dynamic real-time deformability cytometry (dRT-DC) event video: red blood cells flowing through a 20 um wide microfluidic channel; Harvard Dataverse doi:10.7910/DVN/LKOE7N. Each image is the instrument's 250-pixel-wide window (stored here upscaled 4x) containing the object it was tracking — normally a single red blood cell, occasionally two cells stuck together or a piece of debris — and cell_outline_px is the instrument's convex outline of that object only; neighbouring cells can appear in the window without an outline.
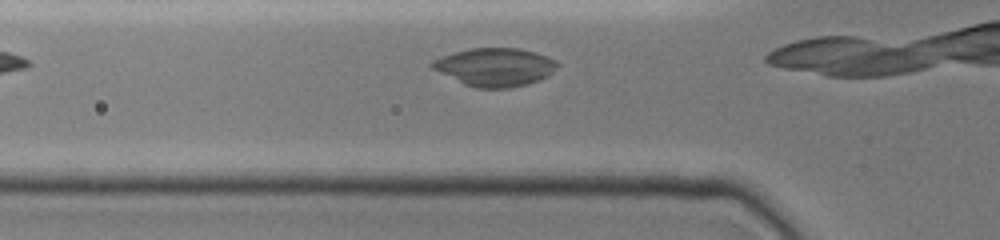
{"species": "common noctule bat (a hibernating species)", "species_latin": "Nyctalus noctula", "temperature_condition": "cold", "stored_images_in_passage": 7, "camera_frame_rate_fps": 3000, "um_per_image_px": 0.085, "animal": {"sex": "female", "body_mass_g": 19.0, "forearm_length_mm": 51.5}, "frame": {"image": 1, "passage_image": 3, "time_ms": 0.333, "image_size_px": [1000, 240], "cell_outline_px": [[560, 64], [548, 76], [540, 80], [528, 84], [508, 88], [476, 88], [464, 84], [432, 68], [428, 64], [432, 60], [452, 52], [468, 48], [520, 48], [536, 52], [548, 56], [556, 60]], "centroid_in_image_um": [42.09, 5.69], "position_along_channel_um": 83.7, "area_um2": 28.09}}